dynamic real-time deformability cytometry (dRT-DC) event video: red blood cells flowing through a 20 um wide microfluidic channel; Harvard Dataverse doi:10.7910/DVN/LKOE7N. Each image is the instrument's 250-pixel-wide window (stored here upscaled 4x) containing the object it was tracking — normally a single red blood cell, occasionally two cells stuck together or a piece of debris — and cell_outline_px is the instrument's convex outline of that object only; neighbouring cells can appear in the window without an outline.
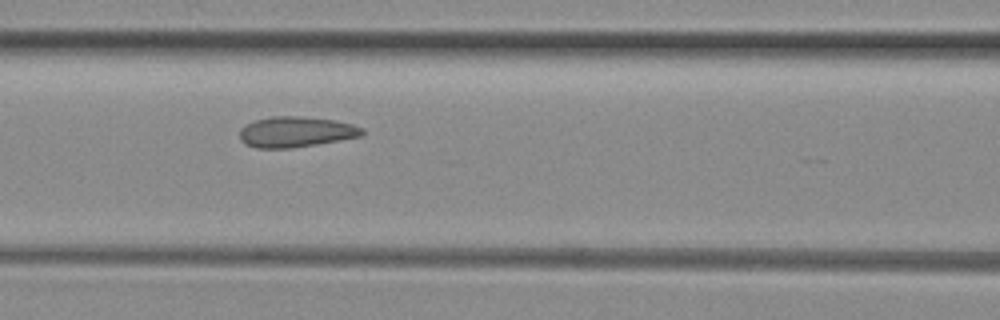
{"species": "common noctule bat (a hibernating species)", "species_latin": "Nyctalus noctula", "temperature_condition": "room temperature", "stored_images_in_passage": 5, "camera_frame_rate_fps": 3000, "um_per_image_px": 0.085, "animal": {"sex": "female", "body_mass_g": 29.2, "forearm_length_mm": 56.3}, "frame": {"image": 1, "passage_image": 3, "time_ms": 0.667, "image_size_px": [1000, 320], "cell_outline_px": [[364, 136], [292, 148], [256, 148], [244, 144], [240, 140], [240, 128], [244, 124], [256, 120], [272, 116], [300, 116], [336, 120], [352, 124], [364, 128]], "centroid_in_image_um": [25.15, 11.21], "position_along_channel_um": 141.4, "area_um2": 22.08}}
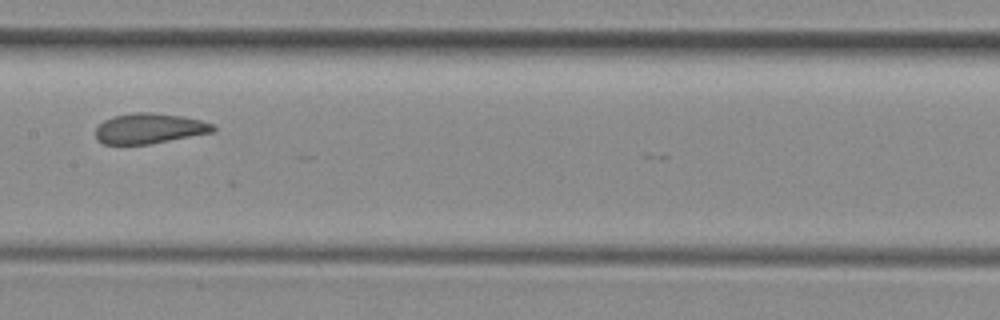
{"frame": {"image": 2, "passage_image": 4, "time_ms": 1.0, "image_size_px": [1000, 320], "cell_outline_px": [[216, 128], [212, 132], [148, 144], [104, 144], [96, 140], [96, 128], [104, 120], [112, 116], [136, 112], [148, 112], [184, 116], [200, 120], [212, 124]], "centroid_in_image_um": [12.66, 10.91], "position_along_channel_um": 194.7, "area_um2": 20.58}}